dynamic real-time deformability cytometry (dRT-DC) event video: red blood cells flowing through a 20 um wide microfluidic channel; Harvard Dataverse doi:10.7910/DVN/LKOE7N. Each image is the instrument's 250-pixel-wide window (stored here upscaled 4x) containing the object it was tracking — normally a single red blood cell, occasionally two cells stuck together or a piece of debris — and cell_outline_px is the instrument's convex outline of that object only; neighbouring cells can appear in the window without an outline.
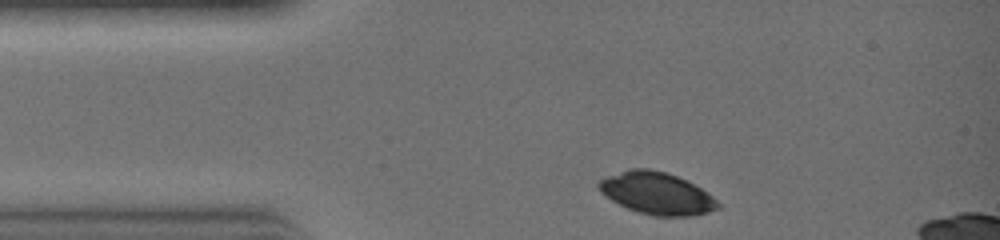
{"species": "common noctule bat (a hibernating species)", "species_latin": "Nyctalus noctula", "temperature_condition": "warm", "stored_images_in_passage": 22, "camera_frame_rate_fps": 3000, "um_per_image_px": 0.085, "animal": {"sex": "female", "body_mass_g": 19.0, "forearm_length_mm": 51.5}, "frame": {"image": 1, "passage_image": 1, "time_ms": 0.0, "image_size_px": [1000, 240], "cell_outline_px": [[720, 208], [708, 212], [692, 216], [652, 216], [628, 208], [612, 200], [600, 192], [596, 188], [596, 184], [600, 180], [608, 176], [628, 168], [648, 168], [664, 172], [676, 176], [700, 188], [712, 196], [720, 204]], "centroid_in_image_um": [55.8, 16.43], "position_along_channel_um": 29.2, "area_um2": 29.02}}
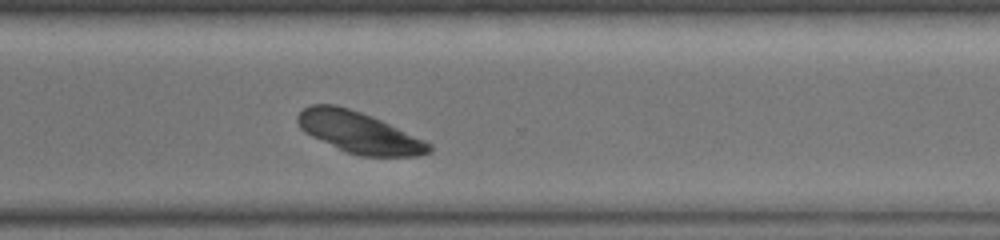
{"frame": {"image": 2, "passage_image": 18, "time_ms": 5.667, "image_size_px": [1000, 240], "cell_outline_px": [[432, 152], [420, 156], [360, 156], [344, 152], [304, 132], [300, 128], [296, 120], [296, 116], [304, 108], [312, 104], [336, 104], [360, 112], [380, 120], [424, 140], [432, 144]], "centroid_in_image_um": [30.5, 11.27], "position_along_channel_um": 340.1, "area_um2": 31.5}}
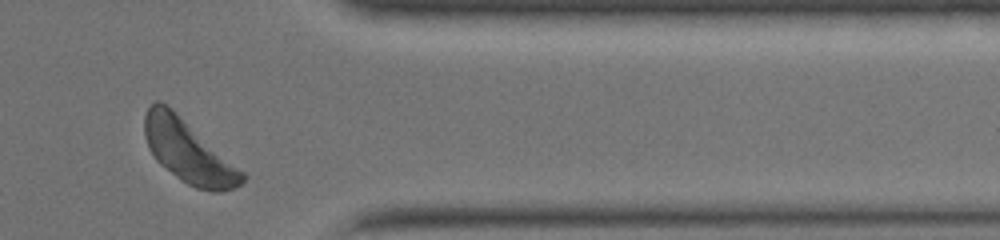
{"frame": {"image": 3, "passage_image": 21, "time_ms": 6.667, "image_size_px": [1000, 240], "cell_outline_px": [[248, 176], [240, 184], [232, 188], [220, 192], [212, 192], [196, 188], [188, 184], [176, 176], [160, 164], [156, 160], [148, 148], [144, 136], [144, 116], [148, 108], [156, 100], [160, 100], [172, 108], [244, 172]], "centroid_in_image_um": [15.99, 12.86], "position_along_channel_um": 395.4, "area_um2": 35.37}}